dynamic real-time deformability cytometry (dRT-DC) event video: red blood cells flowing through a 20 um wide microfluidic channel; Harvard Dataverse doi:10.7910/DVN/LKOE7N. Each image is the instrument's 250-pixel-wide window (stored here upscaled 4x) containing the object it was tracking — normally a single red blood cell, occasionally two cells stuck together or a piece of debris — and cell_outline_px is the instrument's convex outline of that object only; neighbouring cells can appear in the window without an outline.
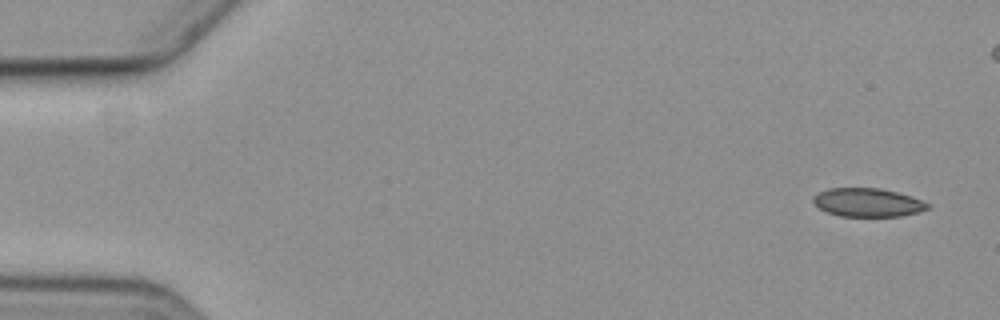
{"species": "common noctule bat (a hibernating species)", "species_latin": "Nyctalus noctula", "temperature_condition": "cold", "stored_images_in_passage": 5, "segment_of_instrument_passage": [2, 2], "camera_frame_rate_fps": 3000, "um_per_image_px": 0.085, "animal": {"sex": "female", "body_mass_g": 19.3, "forearm_length_mm": 54.1}, "frame": {"image": 1, "passage_image": 5, "time_ms": 5.0, "image_size_px": [1000, 320], "cell_outline_px": [[928, 208], [916, 212], [900, 216], [840, 216], [828, 212], [820, 208], [812, 200], [820, 192], [828, 188], [880, 188], [896, 192], [920, 200], [928, 204]], "centroid_in_image_um": [73.72, 17.21], "position_along_channel_um": 11.3, "area_um2": 18.5}}